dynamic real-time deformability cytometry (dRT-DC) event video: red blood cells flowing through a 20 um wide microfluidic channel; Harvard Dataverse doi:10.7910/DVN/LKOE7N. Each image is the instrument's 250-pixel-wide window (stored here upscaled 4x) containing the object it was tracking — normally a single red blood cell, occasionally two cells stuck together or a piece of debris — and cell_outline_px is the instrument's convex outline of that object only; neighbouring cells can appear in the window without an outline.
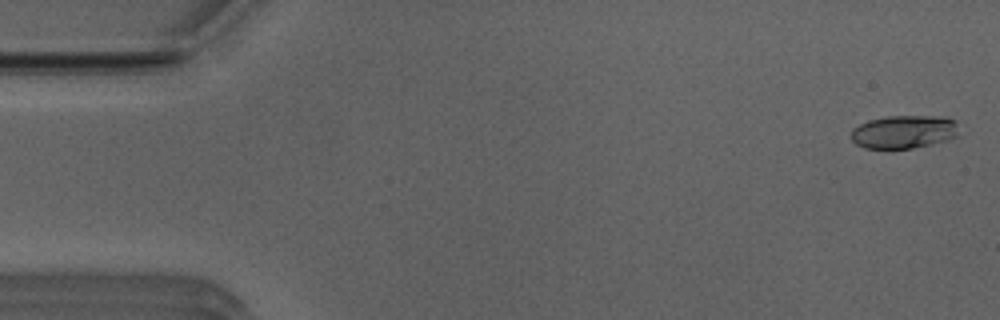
{"species": "Egyptian fruit bat (a non-hibernating species)", "species_latin": "Rousettus aegyptiacus", "temperature_condition": "room temperature", "stored_images_in_passage": 52, "camera_frame_rate_fps": 3000, "um_per_image_px": 0.085, "animal": {"sex": "male"}, "frame": {"image": 1, "passage_image": 2, "time_ms": 0.333, "image_size_px": [1000, 320], "cell_outline_px": [[956, 136], [948, 140], [912, 148], [864, 148], [856, 144], [852, 140], [852, 128], [868, 120], [888, 116], [944, 116], [956, 120]], "centroid_in_image_um": [76.82, 11.19], "position_along_channel_um": 8.2, "area_um2": 20.75}}
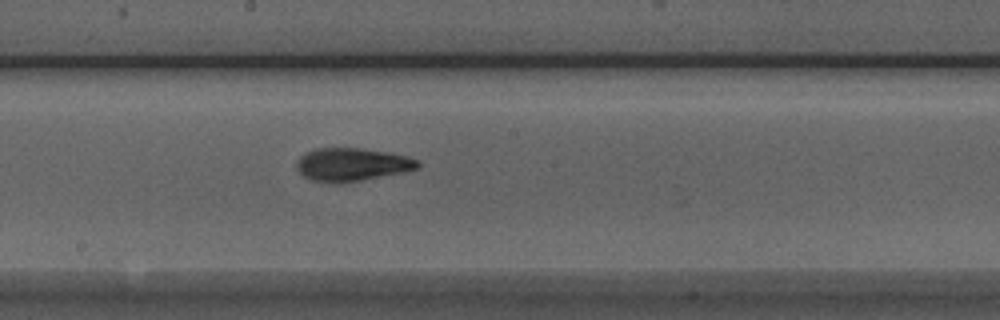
{"frame": {"image": 2, "passage_image": 28, "time_ms": 9.0, "image_size_px": [1000, 320], "cell_outline_px": [[420, 168], [404, 172], [360, 180], [312, 180], [304, 176], [296, 168], [296, 160], [304, 152], [316, 148], [360, 148], [388, 152], [408, 156], [420, 160]], "centroid_in_image_um": [29.96, 13.93], "position_along_channel_um": 218.2, "area_um2": 22.89}}
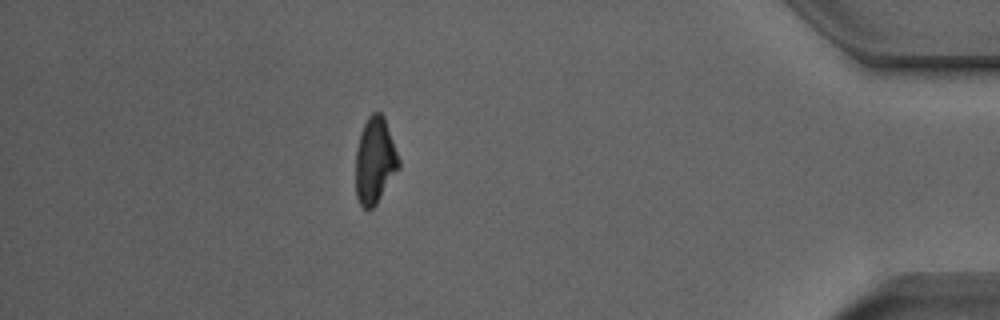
{"frame": {"image": 3, "passage_image": 46, "time_ms": 15.0, "image_size_px": [1000, 320], "cell_outline_px": [[400, 168], [376, 204], [372, 208], [364, 208], [360, 204], [356, 196], [356, 152], [360, 132], [368, 116], [372, 112], [380, 112], [384, 116], [400, 160]], "centroid_in_image_um": [31.87, 13.64], "position_along_channel_um": 403.3, "area_um2": 21.68}, "authors_computed_cell_mechanics": {"area_um2": 21.9929, "velocity_mm_per_s": 3.9304, "shape_relaxation_time_tau1_ms": 6.0089, "shape_relaxation_time_tau2_ms": 1.986, "deformation_change_tau1": 0.1933, "deformation_change_tau2": 0.0994}}